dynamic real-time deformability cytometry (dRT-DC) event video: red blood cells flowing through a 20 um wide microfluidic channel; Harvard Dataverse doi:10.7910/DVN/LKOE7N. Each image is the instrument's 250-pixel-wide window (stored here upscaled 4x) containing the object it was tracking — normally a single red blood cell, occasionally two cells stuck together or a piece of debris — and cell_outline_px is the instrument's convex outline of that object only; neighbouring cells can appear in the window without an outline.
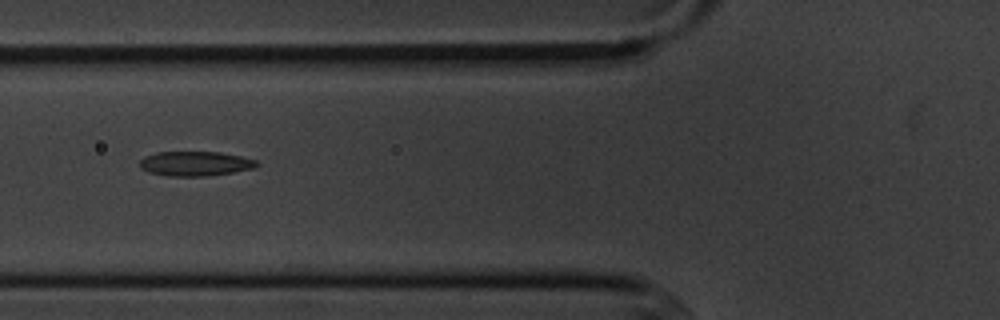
{"species": "common noctule bat (a hibernating species)", "species_latin": "Nyctalus noctula", "temperature_condition": "cold", "stored_images_in_passage": 12, "camera_frame_rate_fps": 3000, "um_per_image_px": 0.085, "animal": {"sex": "male", "body_mass_g": 20.1, "forearm_length_mm": 53.5}, "frame": {"image": 1, "passage_image": 3, "time_ms": 2.333, "image_size_px": [1000, 320], "cell_outline_px": [[260, 164], [252, 168], [232, 172], [204, 176], [172, 176], [152, 172], [140, 168], [140, 160], [144, 156], [156, 152], [220, 152], [240, 156], [256, 160]], "centroid_in_image_um": [16.59, 13.89], "position_along_channel_um": 109.2, "area_um2": 16.53}}
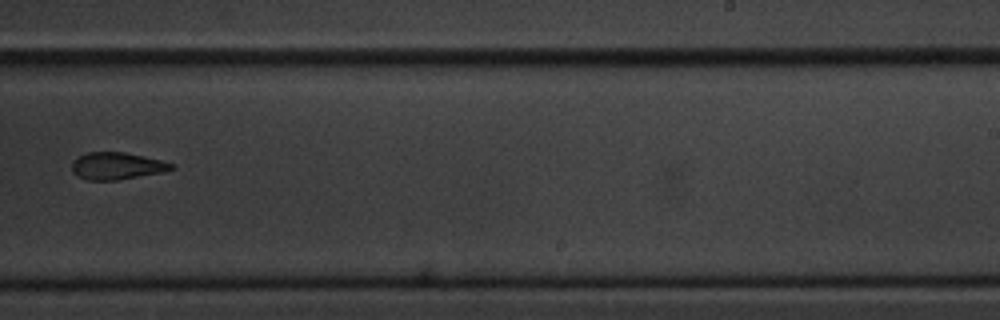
{"frame": {"image": 2, "passage_image": 7, "time_ms": 7.0, "image_size_px": [1000, 320], "cell_outline_px": [[176, 168], [160, 172], [116, 180], [88, 180], [76, 176], [72, 172], [72, 160], [88, 152], [124, 152], [160, 160], [176, 164]], "centroid_in_image_um": [9.9, 14.1], "position_along_channel_um": 279.1, "area_um2": 15.61}}
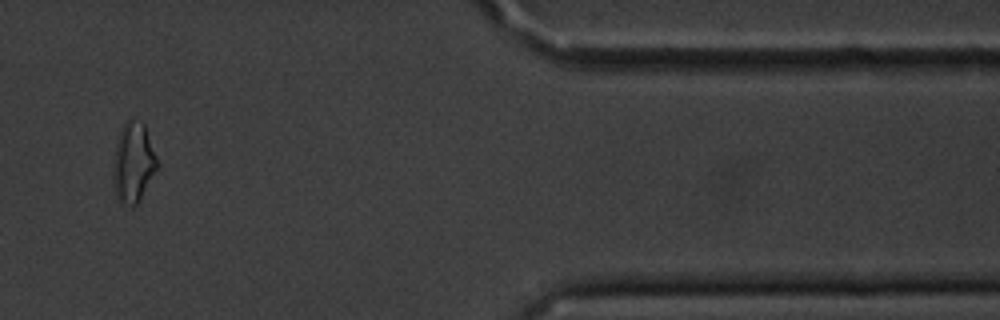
{"frame": {"image": 3, "passage_image": 10, "time_ms": 11.333, "image_size_px": [1000, 320], "cell_outline_px": [[160, 164], [136, 204], [132, 208], [120, 204], [116, 196], [112, 172], [112, 168], [116, 140], [124, 124], [132, 116], [144, 124]], "centroid_in_image_um": [11.32, 13.82], "position_along_channel_um": 400.1, "area_um2": 20.75}, "authors_computed_cell_mechanics": {"area_um2": 16.8487, "velocity_mm_per_s": 3.6268, "shape_relaxation_time_tau1_ms": 9.5997, "shape_relaxation_time_tau2_ms": null, "deformation_change_tau1": 0.1939, "deformation_change_tau2": null}}